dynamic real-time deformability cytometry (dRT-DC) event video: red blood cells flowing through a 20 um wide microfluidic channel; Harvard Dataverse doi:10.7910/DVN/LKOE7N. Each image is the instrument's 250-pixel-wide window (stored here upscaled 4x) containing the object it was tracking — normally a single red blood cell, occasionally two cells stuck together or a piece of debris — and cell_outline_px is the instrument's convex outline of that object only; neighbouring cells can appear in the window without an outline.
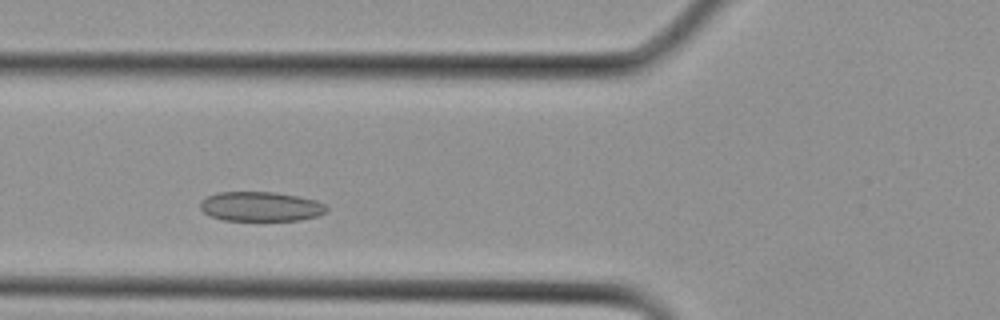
{"species": "Egyptian fruit bat (a non-hibernating species)", "species_latin": "Rousettus aegyptiacus", "temperature_condition": "cold", "stored_images_in_passage": 22, "camera_frame_rate_fps": 3000, "um_per_image_px": 0.085, "animal": {"sex": "female"}, "frame": {"image": 1, "passage_image": 3, "time_ms": 0.667, "image_size_px": [1000, 320], "cell_outline_px": [[328, 212], [316, 216], [300, 220], [224, 220], [208, 216], [200, 208], [200, 204], [208, 196], [216, 192], [276, 192], [300, 196], [316, 200], [328, 204]], "centroid_in_image_um": [22.21, 17.55], "position_along_channel_um": 103.6, "area_um2": 21.96}}
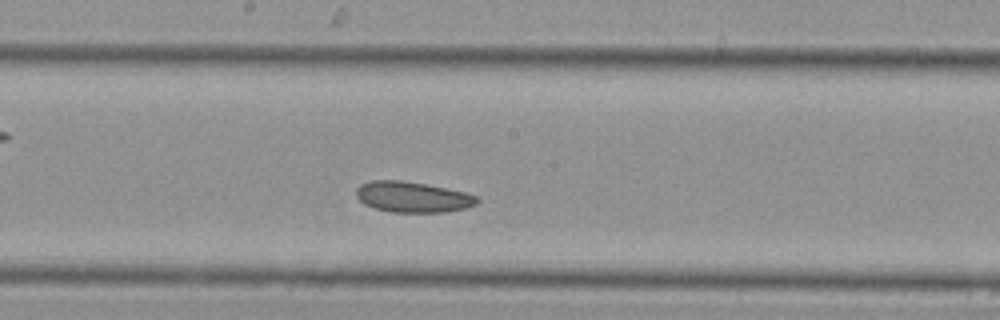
{"frame": {"image": 2, "passage_image": 8, "time_ms": 2.333, "image_size_px": [1000, 320], "cell_outline_px": [[480, 200], [476, 204], [464, 208], [448, 212], [392, 212], [376, 208], [364, 204], [356, 196], [356, 188], [360, 184], [372, 180], [400, 180], [424, 184], [464, 192], [476, 196]], "centroid_in_image_um": [35.05, 16.74], "position_along_channel_um": 213.2, "area_um2": 21.44}}
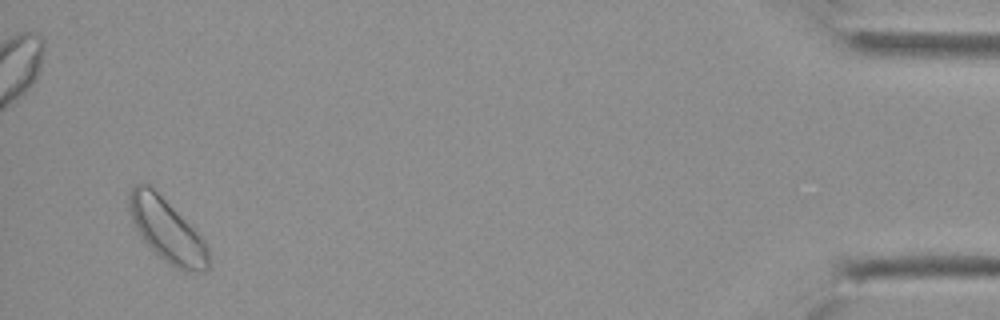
{"frame": {"image": 3, "passage_image": 21, "time_ms": 6.667, "image_size_px": [1000, 320], "cell_outline_px": [[208, 268], [204, 272], [184, 272], [168, 264], [140, 236], [128, 212], [128, 188], [136, 184], [152, 184], [208, 244]], "centroid_in_image_um": [14.16, 19.53], "position_along_channel_um": 421.0, "area_um2": 29.48}}